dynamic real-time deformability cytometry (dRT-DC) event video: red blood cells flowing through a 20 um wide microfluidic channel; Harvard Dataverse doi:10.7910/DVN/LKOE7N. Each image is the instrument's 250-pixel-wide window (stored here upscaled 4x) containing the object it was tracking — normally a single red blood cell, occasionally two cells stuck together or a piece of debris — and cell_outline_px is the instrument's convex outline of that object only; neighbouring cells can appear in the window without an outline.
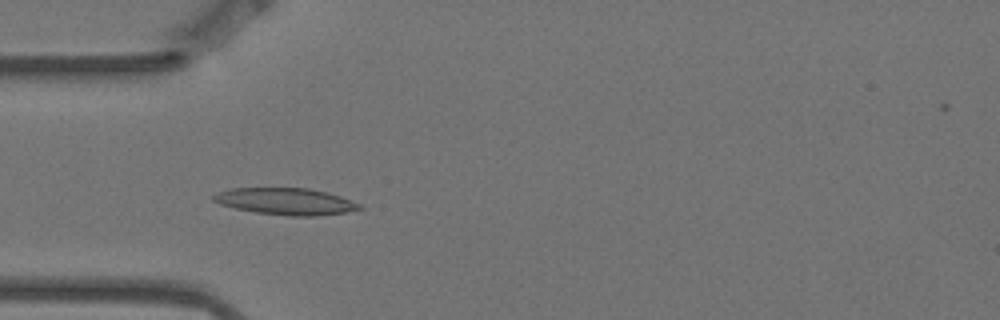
{"species": "Egyptian fruit bat (a non-hibernating species)", "species_latin": "Rousettus aegyptiacus", "temperature_condition": "warm", "stored_images_in_passage": 10, "camera_frame_rate_fps": 3000, "um_per_image_px": 0.085, "animal": {"sex": "female"}, "frame": {"image": 1, "passage_image": 5, "time_ms": 1.333, "image_size_px": [1000, 320], "cell_outline_px": [[364, 208], [344, 212], [316, 216], [288, 216], [256, 212], [236, 208], [220, 204], [212, 200], [212, 196], [216, 192], [232, 188], [308, 188], [328, 192], [340, 196], [360, 204]], "centroid_in_image_um": [24.27, 17.11], "position_along_channel_um": 60.7, "area_um2": 22.72}}
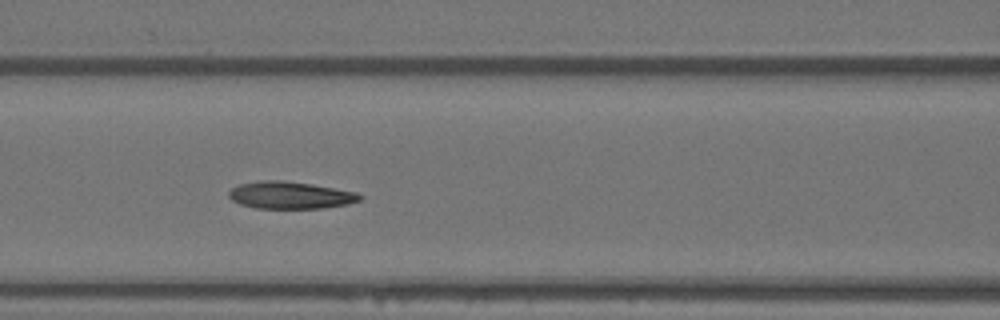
{"frame": {"image": 2, "passage_image": 7, "time_ms": 2.0, "image_size_px": [1000, 320], "cell_outline_px": [[364, 196], [360, 200], [348, 204], [324, 208], [256, 208], [240, 204], [232, 200], [228, 196], [228, 192], [232, 188], [240, 184], [260, 180], [280, 180], [312, 184], [356, 192]], "centroid_in_image_um": [24.67, 16.59], "position_along_channel_um": 141.9, "area_um2": 20.75}}
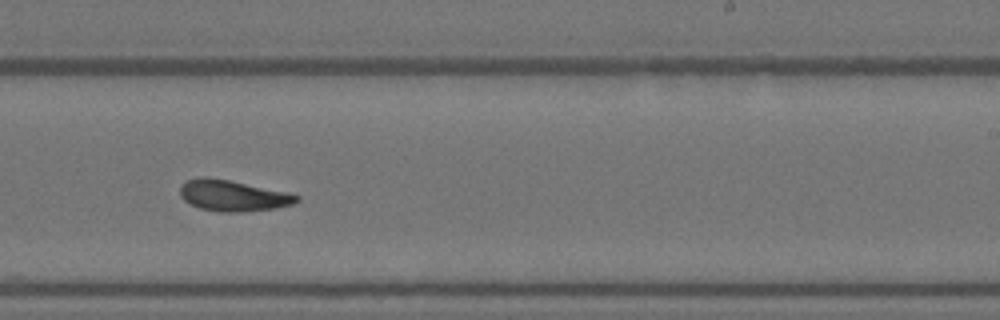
{"frame": {"image": 3, "passage_image": 10, "time_ms": 3.0, "image_size_px": [1000, 320], "cell_outline_px": [[300, 200], [292, 204], [276, 208], [244, 212], [220, 212], [200, 208], [184, 200], [180, 196], [180, 184], [188, 180], [204, 176], [228, 180], [288, 192], [300, 196]], "centroid_in_image_um": [19.8, 16.63], "position_along_channel_um": 269.2, "area_um2": 21.04}}